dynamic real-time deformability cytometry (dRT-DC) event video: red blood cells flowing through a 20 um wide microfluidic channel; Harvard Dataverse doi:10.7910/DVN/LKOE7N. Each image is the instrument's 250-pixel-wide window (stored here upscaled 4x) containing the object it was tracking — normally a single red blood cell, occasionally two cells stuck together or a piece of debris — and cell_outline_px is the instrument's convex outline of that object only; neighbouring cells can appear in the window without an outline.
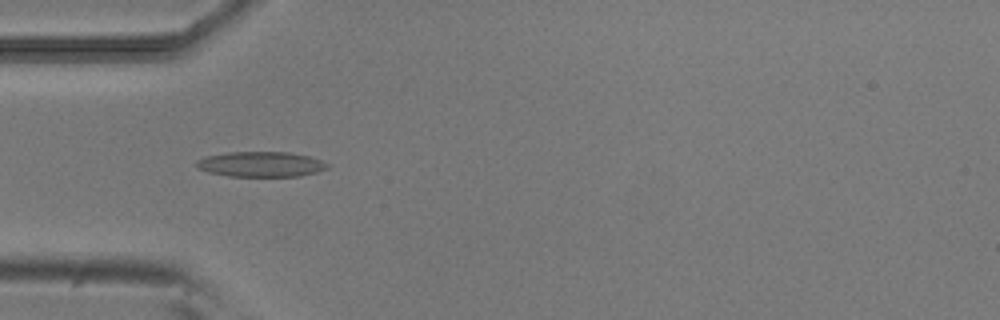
{"species": "common noctule bat (a hibernating species)", "species_latin": "Nyctalus noctula", "temperature_condition": "room temperature", "stored_images_in_passage": 39, "camera_frame_rate_fps": 3000, "um_per_image_px": 0.085, "animal": {"sex": "male", "body_mass_g": 20.5, "forearm_length_mm": 52.5}, "frame": {"image": 1, "passage_image": 2, "time_ms": 0.333, "image_size_px": [1000, 320], "cell_outline_px": [[328, 168], [316, 172], [300, 176], [228, 176], [208, 172], [196, 168], [196, 160], [204, 156], [228, 152], [288, 152], [308, 156], [320, 160], [328, 164]], "centroid_in_image_um": [22.12, 13.96], "position_along_channel_um": 62.9, "area_um2": 19.25}}
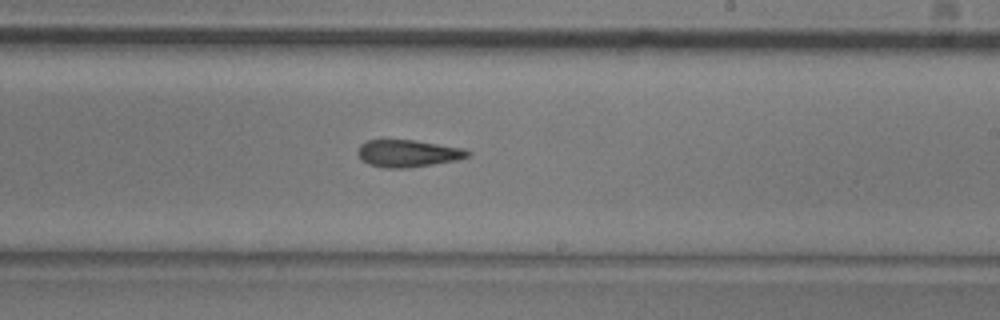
{"frame": {"image": 2, "passage_image": 17, "time_ms": 5.333, "image_size_px": [1000, 320], "cell_outline_px": [[472, 152], [468, 156], [456, 160], [408, 168], [384, 168], [368, 164], [360, 160], [356, 152], [360, 144], [368, 140], [416, 140], [464, 148]], "centroid_in_image_um": [34.64, 13.04], "position_along_channel_um": 254.4, "area_um2": 17.57}}
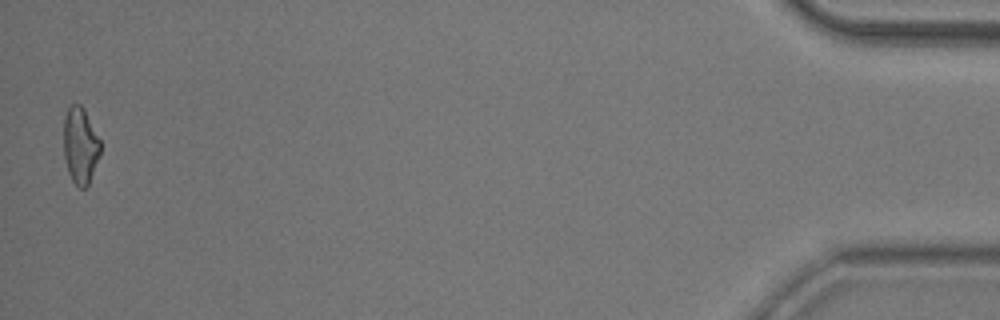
{"frame": {"image": 3, "passage_image": 38, "time_ms": 12.333, "image_size_px": [1000, 320], "cell_outline_px": [[100, 156], [88, 184], [84, 188], [80, 188], [72, 180], [68, 172], [64, 156], [64, 116], [68, 108], [72, 104], [80, 104], [84, 108], [100, 140]], "centroid_in_image_um": [6.82, 12.35], "position_along_channel_um": 428.4, "area_um2": 16.3}, "authors_computed_cell_mechanics": {"area_um2": 17.4556, "velocity_mm_per_s": 3.8326, "shape_relaxation_time_tau1_ms": 8.1787, "shape_relaxation_time_tau2_ms": 5.2223, "deformation_change_tau1": 0.1861, "deformation_change_tau2": 0.1473}}